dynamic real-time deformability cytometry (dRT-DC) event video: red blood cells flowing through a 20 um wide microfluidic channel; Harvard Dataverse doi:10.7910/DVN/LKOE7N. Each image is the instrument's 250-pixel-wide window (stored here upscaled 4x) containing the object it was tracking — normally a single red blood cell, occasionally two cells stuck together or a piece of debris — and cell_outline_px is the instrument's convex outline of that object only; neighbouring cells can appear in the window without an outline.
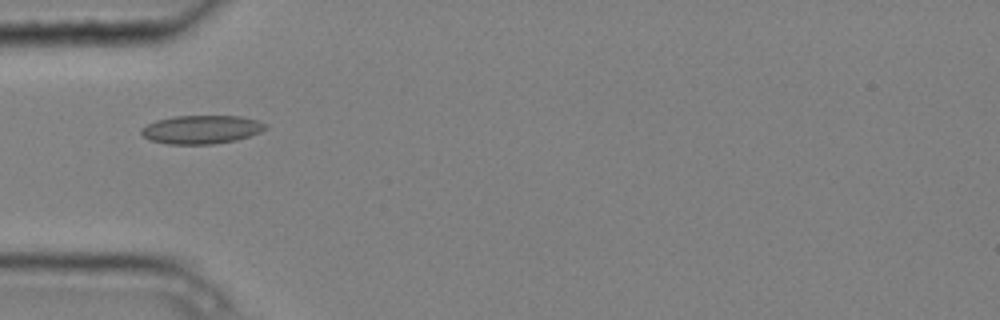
{"species": "common noctule bat (a hibernating species)", "species_latin": "Nyctalus noctula", "temperature_condition": "cold", "stored_images_in_passage": 12, "camera_frame_rate_fps": 3000, "um_per_image_px": 0.085, "animal": {"sex": "male", "body_mass_g": 20.4}, "frame": {"image": 1, "passage_image": 4, "time_ms": 1.0, "image_size_px": [1000, 320], "cell_outline_px": [[268, 128], [260, 132], [236, 140], [212, 144], [168, 144], [148, 140], [140, 132], [140, 128], [156, 120], [172, 116], [240, 116], [256, 120], [268, 124]], "centroid_in_image_um": [17.11, 11.0], "position_along_channel_um": 67.9, "area_um2": 20.69}}
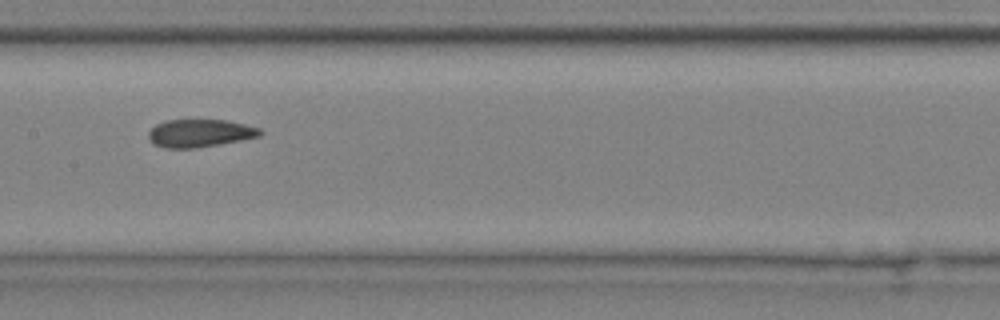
{"frame": {"image": 2, "passage_image": 7, "time_ms": 2.0, "image_size_px": [1000, 320], "cell_outline_px": [[264, 132], [260, 136], [220, 144], [196, 148], [164, 148], [152, 144], [148, 140], [148, 132], [156, 124], [168, 120], [228, 120], [260, 128]], "centroid_in_image_um": [16.97, 11.33], "position_along_channel_um": 190.4, "area_um2": 18.21}}
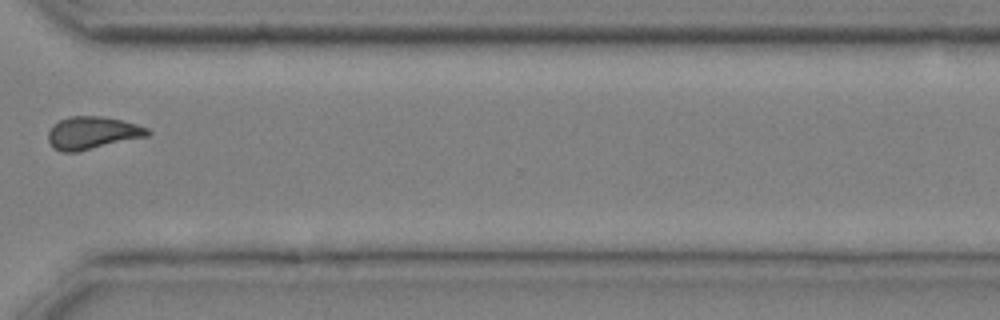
{"frame": {"image": 3, "passage_image": 11, "time_ms": 3.333, "image_size_px": [1000, 320], "cell_outline_px": [[152, 132], [148, 136], [76, 152], [60, 152], [52, 148], [48, 140], [48, 132], [52, 124], [68, 116], [104, 116], [136, 124], [148, 128]], "centroid_in_image_um": [7.82, 11.29], "position_along_channel_um": 362.8, "area_um2": 19.02}}